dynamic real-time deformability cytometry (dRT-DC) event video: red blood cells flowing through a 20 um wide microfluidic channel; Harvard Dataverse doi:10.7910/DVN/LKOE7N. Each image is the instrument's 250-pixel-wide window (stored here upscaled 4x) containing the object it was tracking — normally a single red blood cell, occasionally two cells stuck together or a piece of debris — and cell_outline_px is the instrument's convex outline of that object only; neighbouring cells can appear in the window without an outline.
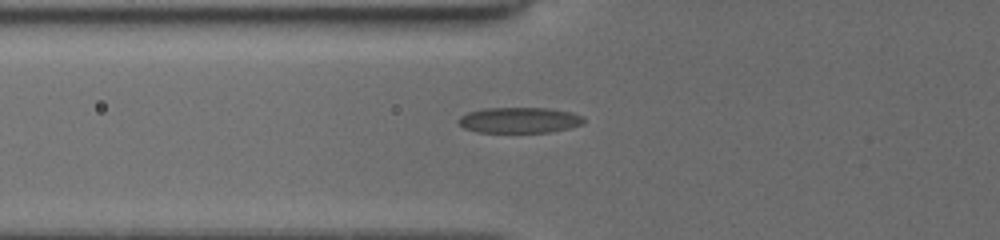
{"species": "common noctule bat (a hibernating species)", "species_latin": "Nyctalus noctula", "temperature_condition": "cold", "stored_images_in_passage": 22, "camera_frame_rate_fps": 3000, "um_per_image_px": 0.085, "animal": {"sex": "female", "body_mass_g": 19.5, "forearm_length_mm": 54.1}, "frame": {"image": 1, "passage_image": 22, "time_ms": 8.667, "image_size_px": [1000, 240], "cell_outline_px": [[584, 124], [568, 128], [548, 132], [476, 132], [464, 128], [456, 120], [460, 116], [468, 112], [484, 108], [548, 108], [572, 112], [584, 116]], "centroid_in_image_um": [44.15, 10.21], "position_along_channel_um": 81.7, "area_um2": 18.84}}